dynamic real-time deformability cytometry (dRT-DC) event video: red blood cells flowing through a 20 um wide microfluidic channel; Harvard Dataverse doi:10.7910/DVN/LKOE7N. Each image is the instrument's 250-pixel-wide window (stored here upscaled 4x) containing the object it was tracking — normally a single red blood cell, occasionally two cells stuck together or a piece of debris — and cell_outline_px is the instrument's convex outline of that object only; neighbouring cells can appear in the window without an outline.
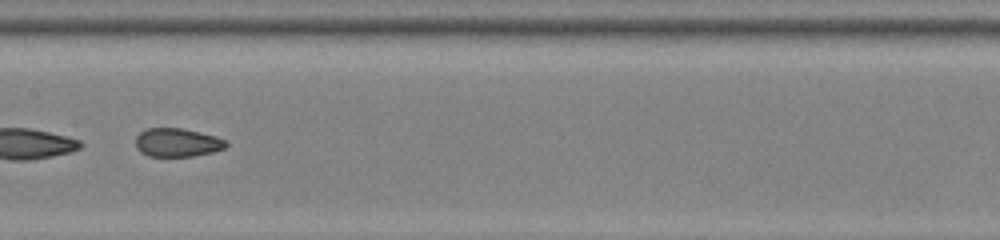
{"species": "common noctule bat (a hibernating species)", "species_latin": "Nyctalus noctula", "temperature_condition": "room temperature", "stored_images_in_passage": 30, "camera_frame_rate_fps": 3000, "um_per_image_px": 0.085, "animal": {"sex": "female", "body_mass_g": 22.0, "forearm_length_mm": 56.7}, "frame": {"image": 1, "passage_image": 13, "time_ms": 4.0, "image_size_px": [1000, 240], "cell_outline_px": [[228, 144], [224, 148], [212, 152], [192, 156], [148, 156], [140, 152], [136, 148], [136, 136], [140, 132], [148, 128], [184, 128], [216, 136], [228, 140]], "centroid_in_image_um": [15.07, 12.11], "position_along_channel_um": 192.3, "area_um2": 15.14}, "authors_computed_cell_mechanics": {"area_um2": 15.5193, "velocity_mm_per_s": 4.0124, "shape_relaxation_time_tau1_ms": null, "shape_relaxation_time_tau2_ms": 1.047, "deformation_change_tau1": null, "deformation_change_tau2": 0.0528}}